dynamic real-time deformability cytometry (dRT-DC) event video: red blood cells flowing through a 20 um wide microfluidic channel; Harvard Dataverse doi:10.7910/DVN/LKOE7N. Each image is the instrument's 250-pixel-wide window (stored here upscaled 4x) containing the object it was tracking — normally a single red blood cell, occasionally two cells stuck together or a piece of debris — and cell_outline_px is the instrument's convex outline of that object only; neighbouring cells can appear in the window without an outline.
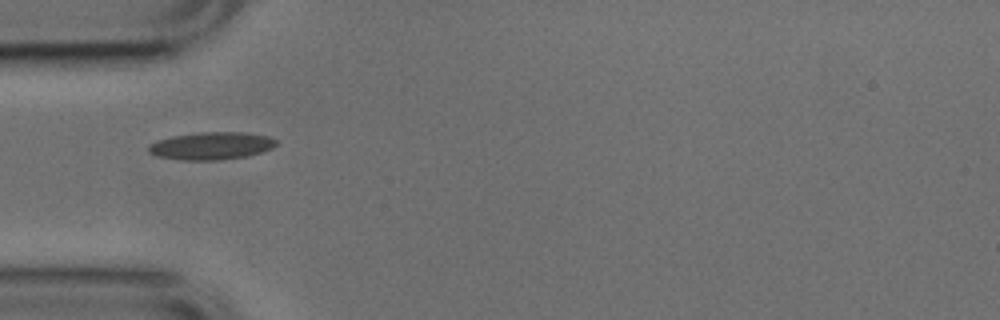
{"species": "common noctule bat (a hibernating species)", "species_latin": "Nyctalus noctula", "temperature_condition": "cold", "stored_images_in_passage": 36, "camera_frame_rate_fps": 3000, "um_per_image_px": 0.085, "animal": {"sex": "male", "body_mass_g": 17.9, "forearm_length_mm": 54.2}, "frame": {"image": 1, "passage_image": 1, "time_ms": 0.0, "image_size_px": [1000, 320], "cell_outline_px": [[276, 144], [272, 148], [264, 152], [248, 156], [220, 160], [184, 160], [156, 156], [148, 152], [148, 144], [156, 140], [172, 136], [200, 132], [244, 132], [268, 136], [276, 140]], "centroid_in_image_um": [17.95, 12.4], "position_along_channel_um": 67.0, "area_um2": 20.69}}
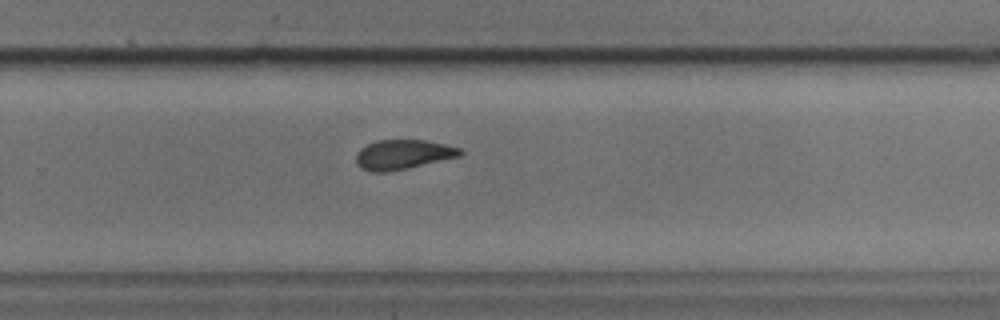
{"frame": {"image": 2, "passage_image": 19, "time_ms": 6.0, "image_size_px": [1000, 320], "cell_outline_px": [[464, 152], [460, 156], [408, 168], [384, 172], [372, 172], [360, 168], [356, 164], [356, 156], [360, 148], [376, 140], [424, 140], [444, 144], [460, 148]], "centroid_in_image_um": [34.23, 13.13], "position_along_channel_um": 295.6, "area_um2": 17.92}}
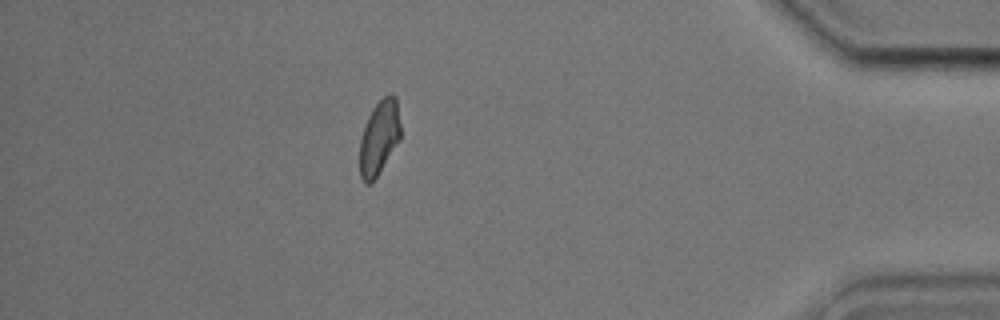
{"frame": {"image": 3, "passage_image": 31, "time_ms": 10.0, "image_size_px": [1000, 320], "cell_outline_px": [[400, 140], [372, 184], [364, 184], [360, 176], [360, 140], [368, 116], [372, 108], [384, 96], [392, 92], [396, 96], [400, 124]], "centroid_in_image_um": [32.23, 11.7], "position_along_channel_um": 403.0, "area_um2": 17.8}, "authors_computed_cell_mechanics": {"area_um2": 18.5827, "velocity_mm_per_s": 3.8046, "shape_relaxation_time_tau1_ms": 8.7244, "shape_relaxation_time_tau2_ms": 2.4847, "deformation_change_tau1": 0.1585, "deformation_change_tau2": 0.0838}}